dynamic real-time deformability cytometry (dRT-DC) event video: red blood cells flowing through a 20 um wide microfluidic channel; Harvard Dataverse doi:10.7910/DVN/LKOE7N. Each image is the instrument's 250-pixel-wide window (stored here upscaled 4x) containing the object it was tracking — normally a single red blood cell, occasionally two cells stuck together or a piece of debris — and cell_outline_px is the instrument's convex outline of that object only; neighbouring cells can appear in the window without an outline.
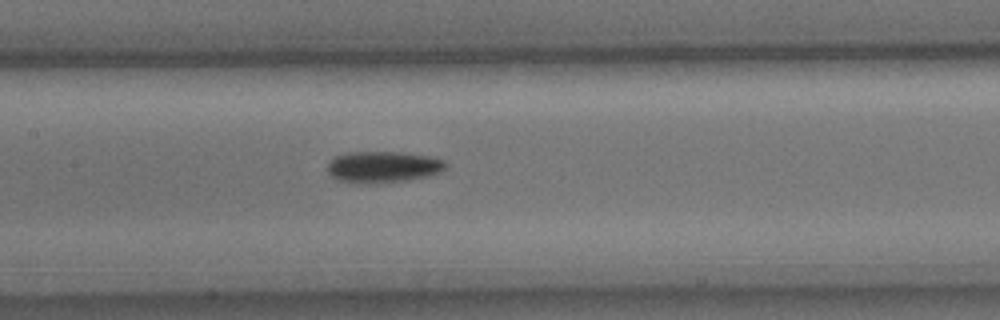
{"species": "common noctule bat (a hibernating species)", "species_latin": "Nyctalus noctula", "temperature_condition": "cold", "stored_images_in_passage": 8, "camera_frame_rate_fps": 3000, "um_per_image_px": 0.085, "animal": {"sex": "male", "body_mass_g": 15.6}, "frame": {"image": 1, "passage_image": 8, "time_ms": 2.333, "image_size_px": [1000, 320], "cell_outline_px": [[448, 164], [440, 172], [428, 176], [404, 180], [368, 184], [360, 184], [336, 180], [328, 172], [328, 164], [336, 156], [348, 152], [400, 152], [428, 156], [444, 160]], "centroid_in_image_um": [32.54, 14.19], "position_along_channel_um": 174.9, "area_um2": 21.56}}